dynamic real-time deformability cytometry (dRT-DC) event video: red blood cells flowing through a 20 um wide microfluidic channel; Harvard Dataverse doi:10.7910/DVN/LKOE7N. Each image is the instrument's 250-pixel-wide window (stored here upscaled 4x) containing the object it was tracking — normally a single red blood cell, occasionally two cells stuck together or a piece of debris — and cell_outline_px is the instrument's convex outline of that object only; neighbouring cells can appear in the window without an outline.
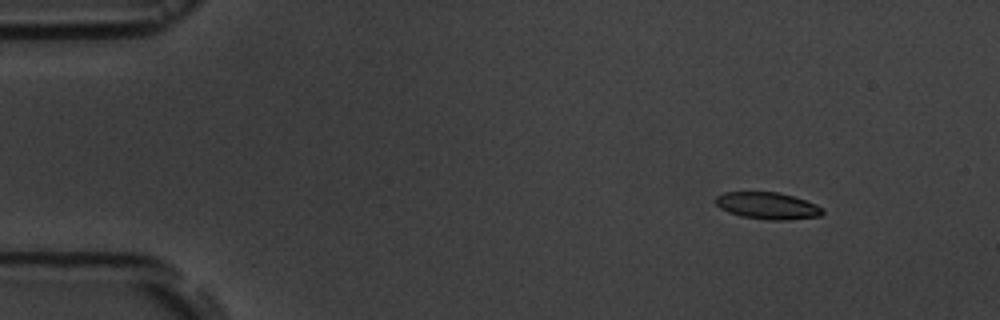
{"species": "common noctule bat (a hibernating species)", "species_latin": "Nyctalus noctula", "temperature_condition": "room temperature", "stored_images_in_passage": 4, "camera_frame_rate_fps": 3000, "um_per_image_px": 0.085, "animal": {"sex": "male", "body_mass_g": 19.5, "forearm_length_mm": 54.6}, "frame": {"image": 1, "passage_image": 2, "time_ms": 1.333, "image_size_px": [1000, 320], "cell_outline_px": [[824, 212], [820, 216], [788, 220], [768, 220], [740, 216], [728, 212], [720, 208], [716, 204], [716, 196], [724, 192], [776, 192], [792, 196], [816, 204], [824, 208]], "centroid_in_image_um": [65.24, 17.49], "position_along_channel_um": 19.8, "area_um2": 16.76}}